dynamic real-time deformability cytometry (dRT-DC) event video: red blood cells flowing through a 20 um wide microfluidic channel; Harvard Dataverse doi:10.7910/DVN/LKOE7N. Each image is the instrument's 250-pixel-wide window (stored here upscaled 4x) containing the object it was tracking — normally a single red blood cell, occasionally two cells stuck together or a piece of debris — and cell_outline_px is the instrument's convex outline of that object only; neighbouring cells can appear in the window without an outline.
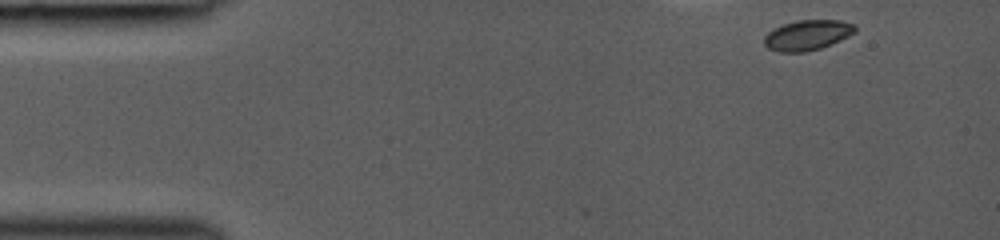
{"species": "common noctule bat (a hibernating species)", "species_latin": "Nyctalus noctula", "temperature_condition": "room temperature", "stored_images_in_passage": 3, "camera_frame_rate_fps": 3000, "um_per_image_px": 0.085, "animal": {"sex": "female", "body_mass_g": 19.0, "forearm_length_mm": 53.3}, "frame": {"image": 1, "passage_image": 1, "time_ms": 0.0, "image_size_px": [1000, 240], "cell_outline_px": [[856, 32], [840, 40], [820, 48], [804, 52], [776, 52], [768, 48], [764, 44], [764, 36], [768, 32], [784, 24], [800, 20], [840, 20], [856, 24]], "centroid_in_image_um": [68.64, 2.98], "position_along_channel_um": 16.4, "area_um2": 15.95}}